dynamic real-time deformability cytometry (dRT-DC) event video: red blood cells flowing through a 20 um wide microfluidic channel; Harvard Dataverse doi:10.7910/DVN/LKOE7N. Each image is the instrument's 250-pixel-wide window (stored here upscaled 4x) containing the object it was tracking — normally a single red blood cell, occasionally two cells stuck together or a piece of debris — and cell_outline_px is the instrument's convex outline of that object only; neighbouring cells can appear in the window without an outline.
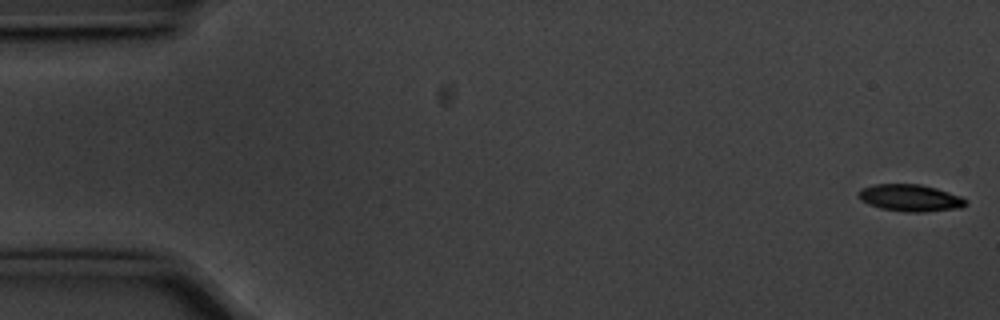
{"species": "common noctule bat (a hibernating species)", "species_latin": "Nyctalus noctula", "temperature_condition": "cold", "stored_images_in_passage": 56, "camera_frame_rate_fps": 3000, "um_per_image_px": 0.085, "animal": {"sex": "male", "body_mass_g": 20.1, "forearm_length_mm": 53.5}, "frame": {"image": 1, "passage_image": 1, "time_ms": 0.0, "image_size_px": [1000, 320], "cell_outline_px": [[968, 204], [960, 208], [924, 212], [904, 212], [880, 208], [868, 204], [860, 200], [856, 196], [860, 188], [872, 184], [920, 184], [936, 188], [960, 196], [968, 200]], "centroid_in_image_um": [77.34, 16.82], "position_along_channel_um": 7.7, "area_um2": 17.11}}
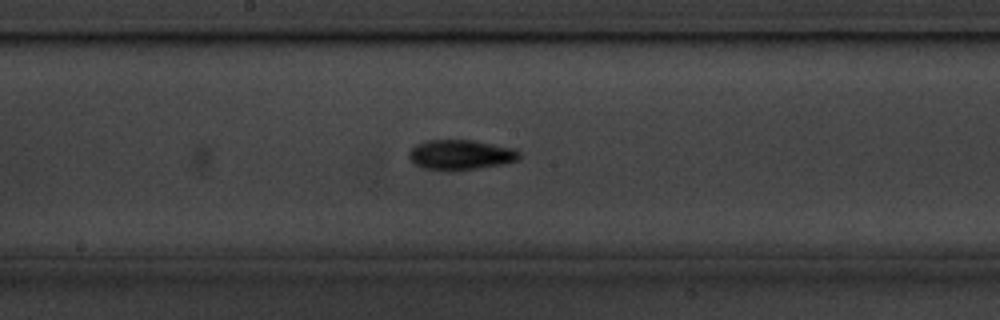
{"frame": {"image": 2, "passage_image": 29, "time_ms": 9.333, "image_size_px": [1000, 320], "cell_outline_px": [[520, 156], [516, 160], [504, 164], [452, 172], [444, 172], [424, 168], [412, 164], [408, 156], [408, 152], [416, 144], [428, 140], [472, 140], [516, 148], [520, 152]], "centroid_in_image_um": [39.12, 13.18], "position_along_channel_um": 209.1, "area_um2": 19.77}}
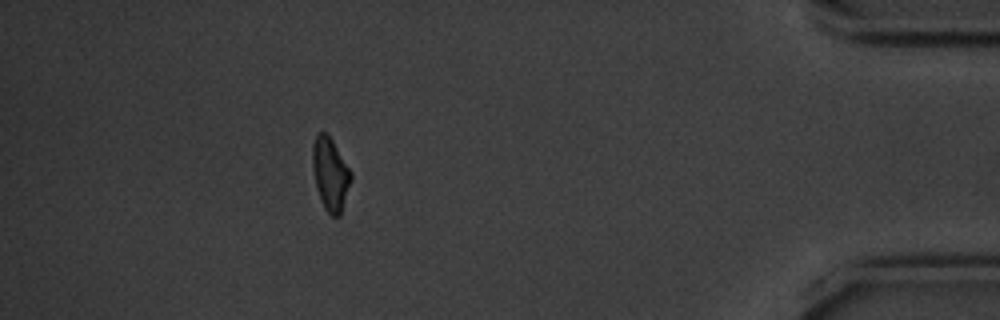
{"frame": {"image": 3, "passage_image": 50, "time_ms": 16.333, "image_size_px": [1000, 320], "cell_outline_px": [[352, 180], [340, 216], [332, 216], [324, 208], [320, 200], [316, 188], [312, 164], [312, 144], [316, 132], [324, 132], [332, 140], [352, 172]], "centroid_in_image_um": [28.07, 14.79], "position_along_channel_um": 407.1, "area_um2": 16.47}, "authors_computed_cell_mechanics": {"area_um2": 17.1666, "velocity_mm_per_s": 3.5712, "shape_relaxation_time_tau1_ms": 2.4607, "shape_relaxation_time_tau2_ms": null, "deformation_change_tau1": 0.1078, "deformation_change_tau2": null}}